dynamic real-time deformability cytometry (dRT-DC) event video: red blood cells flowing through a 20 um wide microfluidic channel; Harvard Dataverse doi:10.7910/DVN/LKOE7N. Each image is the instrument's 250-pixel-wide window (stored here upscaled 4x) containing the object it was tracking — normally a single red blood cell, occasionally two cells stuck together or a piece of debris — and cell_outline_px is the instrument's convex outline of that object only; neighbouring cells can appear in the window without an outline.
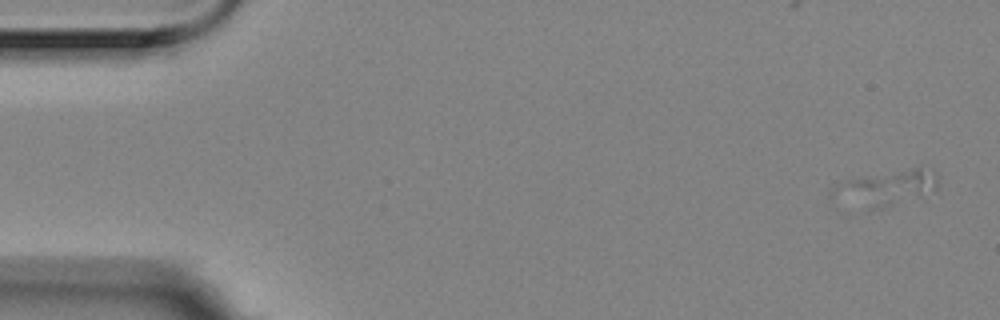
{"species": "Egyptian fruit bat (a non-hibernating species)", "species_latin": "Rousettus aegyptiacus", "temperature_condition": "room temperature", "stored_images_in_passage": 8, "camera_frame_rate_fps": 3000, "um_per_image_px": 0.085, "animal": {"sex": "female"}, "frame": {"image": 1, "passage_image": 1, "time_ms": 0.0, "image_size_px": [1000, 320], "cell_outline_px": [[940, 176], [936, 188], [924, 196], [872, 208], [828, 196], [828, 192], [832, 188], [848, 180], [864, 176], [920, 164], [932, 168]], "centroid_in_image_um": [75.47, 15.86], "position_along_channel_um": 9.5, "area_um2": 21.56}}
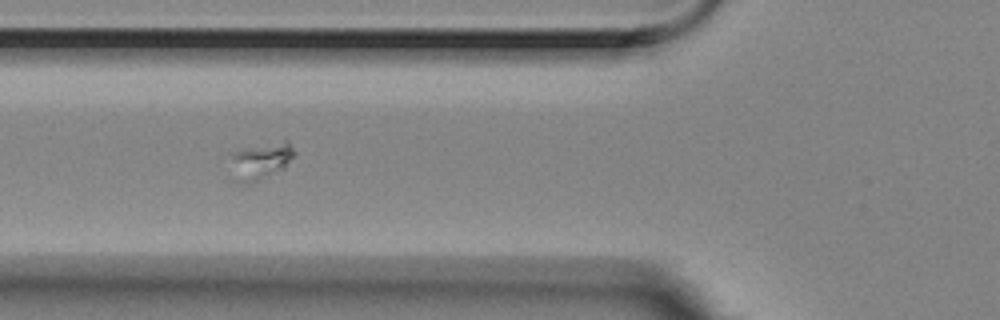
{"frame": {"image": 2, "passage_image": 7, "time_ms": 2.0, "image_size_px": [1000, 320], "cell_outline_px": [[296, 156], [284, 168], [248, 184], [244, 184], [232, 156], [232, 152], [248, 148], [284, 140], [288, 140], [296, 152]], "centroid_in_image_um": [22.37, 13.6], "position_along_channel_um": 103.4, "area_um2": 12.6}}
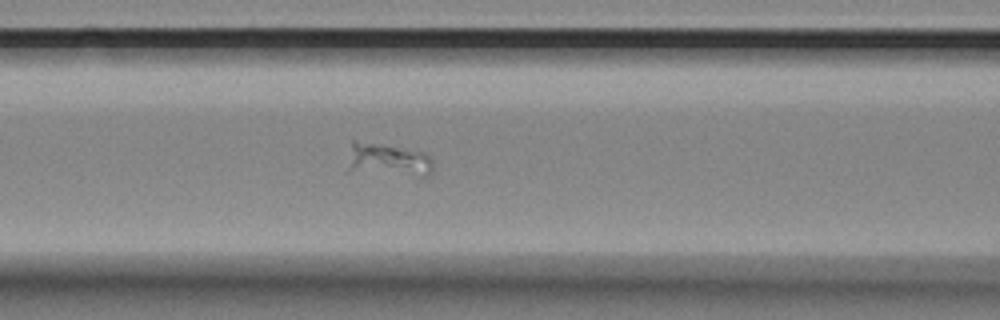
{"frame": {"image": 3, "passage_image": 8, "time_ms": 2.333, "image_size_px": [1000, 320], "cell_outline_px": [[432, 172], [428, 176], [420, 176], [348, 172], [348, 168], [352, 140], [356, 140], [384, 144], [424, 152], [432, 160]], "centroid_in_image_um": [32.96, 13.6], "position_along_channel_um": 133.6, "area_um2": 16.7}}